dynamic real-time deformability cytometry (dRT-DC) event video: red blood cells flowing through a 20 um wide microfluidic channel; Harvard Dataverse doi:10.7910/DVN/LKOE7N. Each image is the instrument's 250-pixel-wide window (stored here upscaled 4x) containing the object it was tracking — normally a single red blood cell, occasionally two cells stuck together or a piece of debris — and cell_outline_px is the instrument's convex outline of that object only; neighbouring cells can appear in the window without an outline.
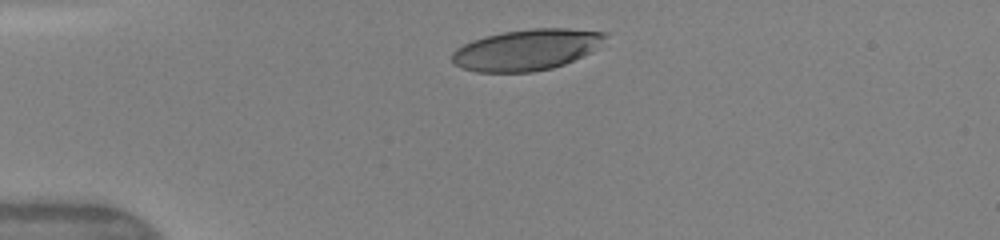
{"species": "human", "species_latin": "Homo sapiens", "temperature_condition": "warm", "stored_images_in_passage": 33, "camera_frame_rate_fps": 3000, "um_per_image_px": 0.085, "donor": {"sex": "female"}, "frame": {"image": 1, "passage_image": 1, "time_ms": 0.0, "image_size_px": [1000, 240], "cell_outline_px": [[608, 36], [588, 52], [564, 64], [552, 68], [532, 72], [476, 72], [460, 68], [452, 64], [452, 52], [456, 48], [472, 40], [484, 36], [504, 32], [532, 28], [568, 28], [608, 32]], "centroid_in_image_um": [44.69, 4.23], "position_along_channel_um": 40.3, "area_um2": 36.53}}
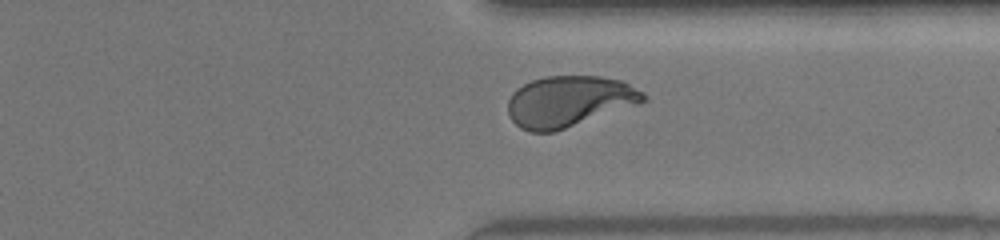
{"frame": {"image": 2, "passage_image": 27, "time_ms": 8.667, "image_size_px": [1000, 240], "cell_outline_px": [[648, 100], [640, 104], [556, 132], [532, 132], [520, 128], [512, 120], [508, 112], [508, 100], [512, 92], [516, 88], [532, 80], [544, 76], [600, 76], [620, 80], [644, 92]], "centroid_in_image_um": [48.38, 8.62], "position_along_channel_um": 363.0, "area_um2": 40.63}, "authors_computed_cell_mechanics": {"area_um2": 39.9976, "velocity_mm_per_s": 4.1665, "shape_relaxation_time_tau1_ms": 3.2183, "shape_relaxation_time_tau2_ms": null, "deformation_change_tau1": 0.195, "deformation_change_tau2": null}}